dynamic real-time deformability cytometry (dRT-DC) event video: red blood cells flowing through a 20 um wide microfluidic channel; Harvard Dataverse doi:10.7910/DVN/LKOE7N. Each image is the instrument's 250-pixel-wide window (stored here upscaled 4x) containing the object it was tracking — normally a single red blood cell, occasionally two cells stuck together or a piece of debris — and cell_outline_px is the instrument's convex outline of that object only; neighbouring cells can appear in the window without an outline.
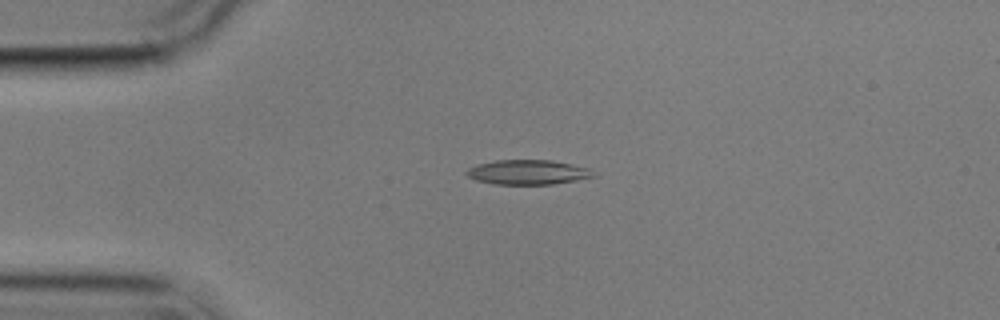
{"species": "common noctule bat (a hibernating species)", "species_latin": "Nyctalus noctula", "temperature_condition": "cold", "stored_images_in_passage": 5, "camera_frame_rate_fps": 3000, "um_per_image_px": 0.085, "animal": {"sex": "male", "body_mass_g": 17.9}, "frame": {"image": 1, "passage_image": 3, "time_ms": 2.333, "image_size_px": [1000, 320], "cell_outline_px": [[596, 176], [576, 180], [552, 184], [496, 184], [476, 180], [468, 176], [464, 172], [468, 168], [476, 164], [496, 160], [552, 160], [592, 168]], "centroid_in_image_um": [44.88, 14.63], "position_along_channel_um": 40.1, "area_um2": 18.32}}
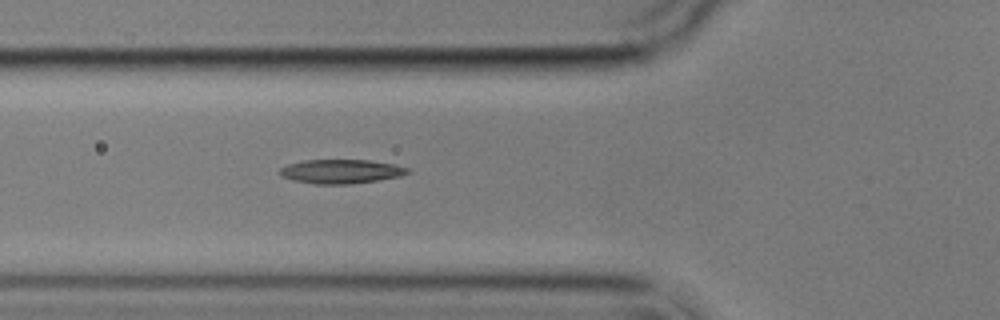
{"frame": {"image": 2, "passage_image": 5, "time_ms": 4.667, "image_size_px": [1000, 320], "cell_outline_px": [[412, 172], [400, 176], [376, 180], [348, 184], [316, 184], [292, 180], [276, 172], [280, 168], [288, 164], [304, 160], [368, 160], [396, 164], [412, 168]], "centroid_in_image_um": [29.02, 14.56], "position_along_channel_um": 96.8, "area_um2": 18.03}}